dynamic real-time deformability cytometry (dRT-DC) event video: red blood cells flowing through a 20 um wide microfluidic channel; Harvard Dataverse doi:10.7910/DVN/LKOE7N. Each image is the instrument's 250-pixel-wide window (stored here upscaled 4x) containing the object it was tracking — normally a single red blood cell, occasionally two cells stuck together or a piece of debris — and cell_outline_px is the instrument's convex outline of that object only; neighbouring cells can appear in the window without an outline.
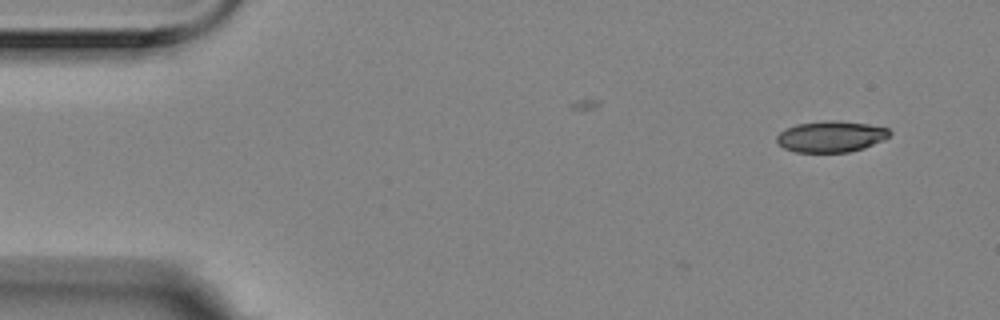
{"species": "Egyptian fruit bat (a non-hibernating species)", "species_latin": "Rousettus aegyptiacus", "temperature_condition": "room temperature", "stored_images_in_passage": 4, "camera_frame_rate_fps": 3000, "um_per_image_px": 0.085, "animal": {"sex": "female"}, "frame": {"image": 1, "passage_image": 1, "time_ms": 0.0, "image_size_px": [1000, 320], "cell_outline_px": [[892, 132], [884, 140], [864, 148], [848, 152], [796, 152], [784, 148], [776, 140], [776, 136], [780, 132], [796, 124], [824, 120], [836, 120], [868, 124], [888, 128]], "centroid_in_image_um": [70.65, 11.6], "position_along_channel_um": 14.4, "area_um2": 20.52}}
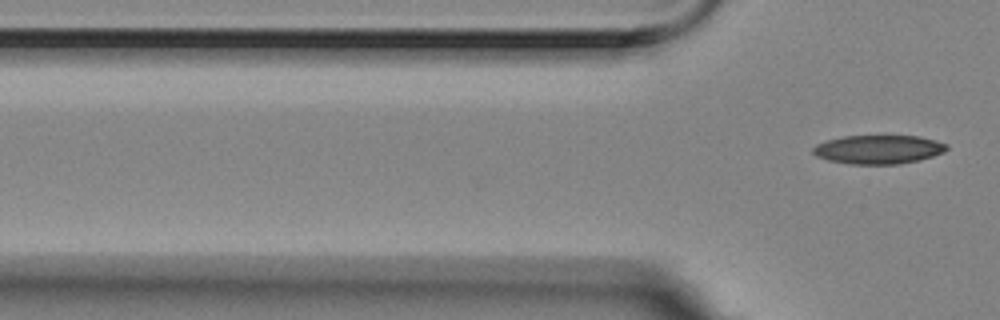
{"frame": {"image": 2, "passage_image": 4, "time_ms": 1.0, "image_size_px": [1000, 320], "cell_outline_px": [[948, 148], [944, 152], [932, 156], [900, 164], [848, 164], [828, 160], [816, 156], [812, 152], [812, 148], [816, 144], [828, 140], [844, 136], [920, 136], [936, 140], [948, 144]], "centroid_in_image_um": [74.66, 12.7], "position_along_channel_um": 51.1, "area_um2": 22.43}}